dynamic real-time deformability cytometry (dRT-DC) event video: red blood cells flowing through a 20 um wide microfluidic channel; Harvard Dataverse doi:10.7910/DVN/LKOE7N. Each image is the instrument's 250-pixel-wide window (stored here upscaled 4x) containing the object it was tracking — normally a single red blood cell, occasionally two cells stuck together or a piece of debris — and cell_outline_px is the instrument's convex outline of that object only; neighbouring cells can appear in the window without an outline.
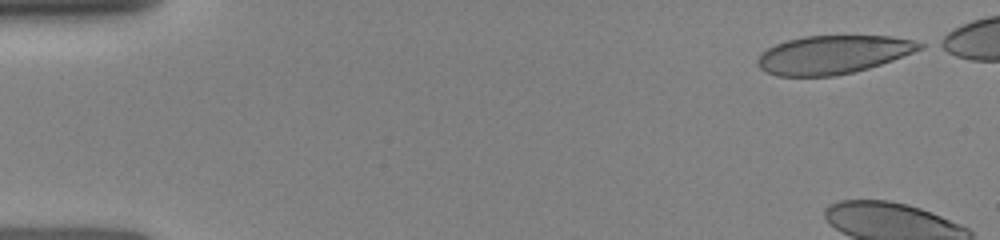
{"species": "human", "species_latin": "Homo sapiens", "temperature_condition": "room temperature", "stored_images_in_passage": 12, "camera_frame_rate_fps": 3000, "um_per_image_px": 0.085, "donor": {"sex": "female"}, "frame": {"image": 1, "passage_image": 1, "time_ms": 0.0, "image_size_px": [1000, 240], "cell_outline_px": [[924, 48], [892, 60], [868, 68], [836, 76], [776, 76], [764, 72], [756, 64], [756, 60], [768, 48], [776, 44], [788, 40], [804, 36], [892, 36], [912, 40], [924, 44]], "centroid_in_image_um": [70.78, 4.65], "position_along_channel_um": 14.2, "area_um2": 36.13}}